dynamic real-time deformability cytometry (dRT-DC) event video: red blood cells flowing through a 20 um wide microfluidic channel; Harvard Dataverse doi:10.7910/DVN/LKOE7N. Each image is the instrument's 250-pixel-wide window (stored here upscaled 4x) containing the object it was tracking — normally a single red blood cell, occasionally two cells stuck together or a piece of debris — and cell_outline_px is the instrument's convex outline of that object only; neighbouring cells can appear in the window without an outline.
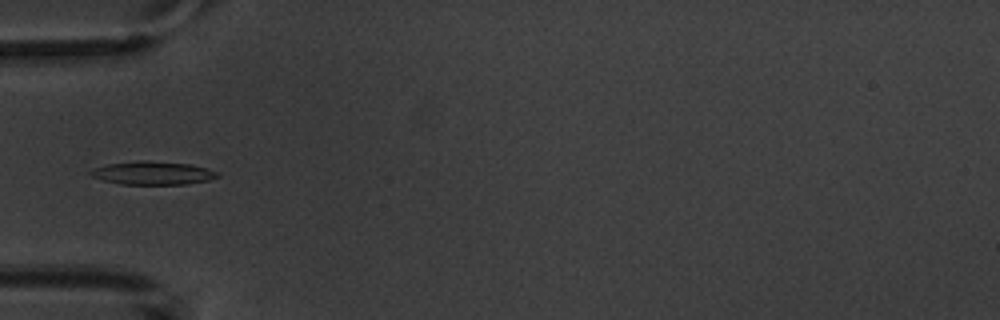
{"species": "common noctule bat (a hibernating species)", "species_latin": "Nyctalus noctula", "temperature_condition": "warm", "stored_images_in_passage": 9, "camera_frame_rate_fps": 3000, "um_per_image_px": 0.085, "animal": {"sex": "male", "body_mass_g": 20.1, "forearm_length_mm": 53.5}, "frame": {"image": 1, "passage_image": 6, "time_ms": 6.0, "image_size_px": [1000, 320], "cell_outline_px": [[220, 176], [208, 180], [184, 184], [120, 184], [100, 180], [92, 176], [88, 172], [96, 168], [108, 164], [140, 160], [148, 160], [188, 164], [220, 172]], "centroid_in_image_um": [12.97, 14.71], "position_along_channel_um": 72.0, "area_um2": 17.11}}
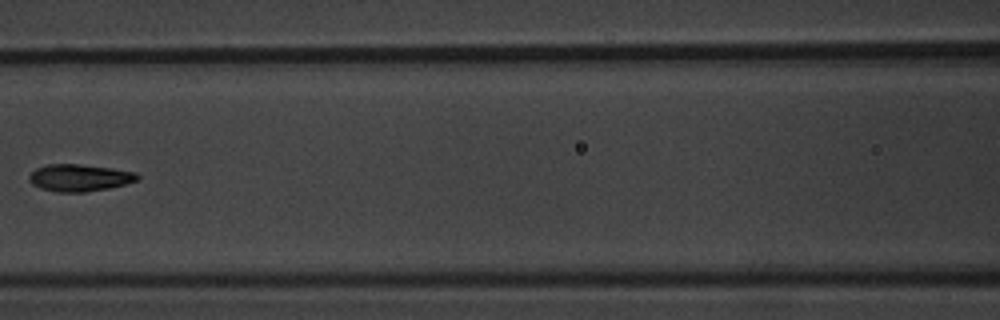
{"frame": {"image": 2, "passage_image": 8, "time_ms": 8.333, "image_size_px": [1000, 320], "cell_outline_px": [[140, 176], [136, 180], [124, 184], [108, 188], [84, 192], [56, 192], [40, 188], [32, 184], [28, 180], [28, 176], [36, 168], [48, 164], [80, 164], [112, 168], [136, 172]], "centroid_in_image_um": [6.72, 15.1], "position_along_channel_um": 159.9, "area_um2": 17.05}}
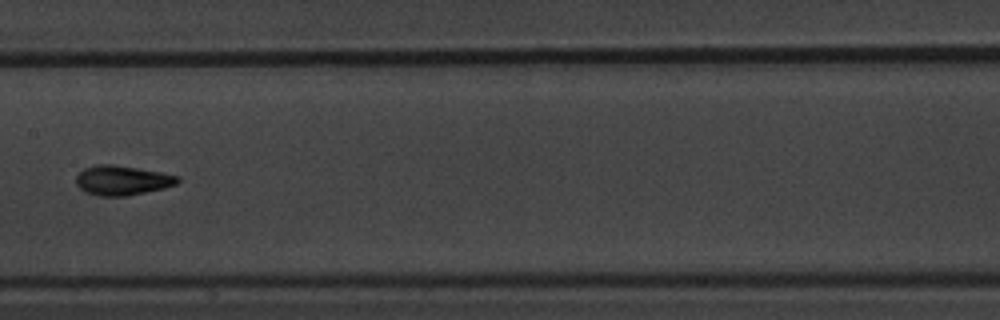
{"frame": {"image": 3, "passage_image": 9, "time_ms": 9.333, "image_size_px": [1000, 320], "cell_outline_px": [[180, 180], [176, 184], [164, 188], [128, 196], [100, 196], [84, 192], [76, 184], [76, 176], [84, 168], [96, 164], [112, 164], [160, 172], [180, 176]], "centroid_in_image_um": [10.37, 15.33], "position_along_channel_um": 197.0, "area_um2": 17.57}}